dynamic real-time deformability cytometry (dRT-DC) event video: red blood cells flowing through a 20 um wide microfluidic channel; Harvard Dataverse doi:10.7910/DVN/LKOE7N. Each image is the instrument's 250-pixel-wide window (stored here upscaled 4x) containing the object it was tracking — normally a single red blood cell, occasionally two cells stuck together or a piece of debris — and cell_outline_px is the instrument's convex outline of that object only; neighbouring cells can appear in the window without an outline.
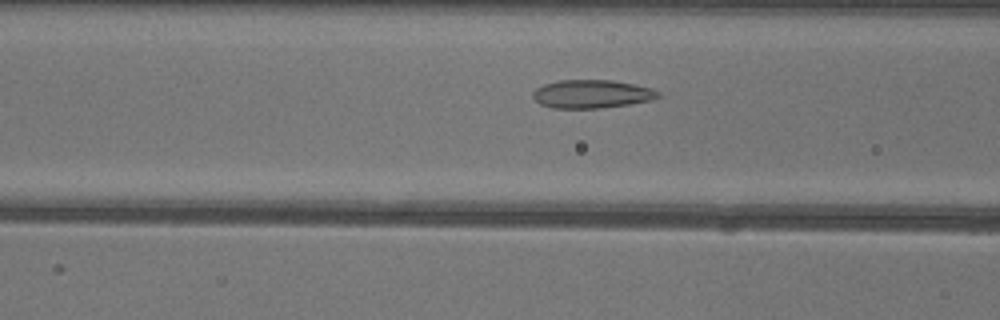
{"species": "common noctule bat (a hibernating species)", "species_latin": "Nyctalus noctula", "temperature_condition": "warm", "stored_images_in_passage": 41, "camera_frame_rate_fps": 3000, "um_per_image_px": 0.085, "animal": {"sex": "female"}, "frame": {"image": 1, "passage_image": 18, "time_ms": 5.667, "image_size_px": [1000, 320], "cell_outline_px": [[660, 96], [652, 100], [628, 104], [600, 108], [552, 108], [540, 104], [532, 96], [532, 92], [536, 88], [544, 84], [560, 80], [612, 80], [652, 88], [660, 92]], "centroid_in_image_um": [50.29, 7.99], "position_along_channel_um": 116.3, "area_um2": 20.63}}
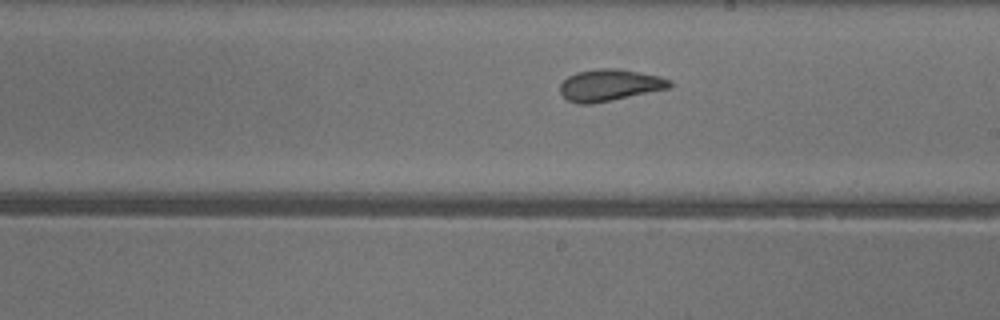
{"frame": {"image": 2, "passage_image": 27, "time_ms": 8.667, "image_size_px": [1000, 320], "cell_outline_px": [[672, 84], [668, 88], [612, 100], [592, 104], [576, 104], [568, 100], [560, 92], [560, 84], [568, 76], [576, 72], [600, 68], [616, 68], [640, 72], [660, 76], [672, 80]], "centroid_in_image_um": [51.81, 7.23], "position_along_channel_um": 237.2, "area_um2": 20.23}}
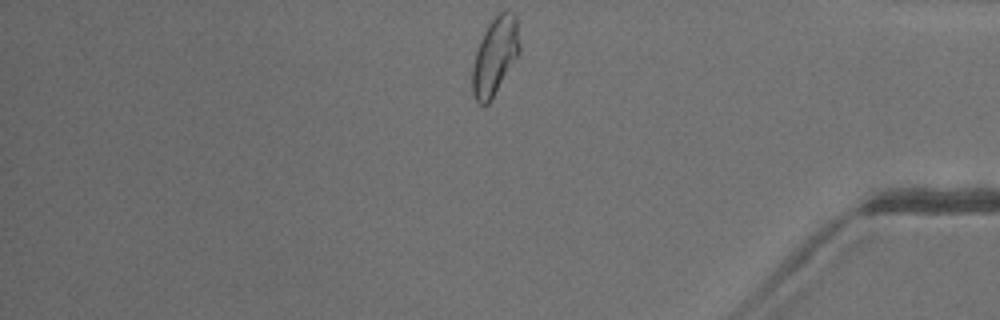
{"frame": {"image": 3, "passage_image": 41, "time_ms": 13.333, "image_size_px": [1000, 320], "cell_outline_px": [[520, 52], [492, 100], [488, 104], [480, 104], [476, 100], [472, 92], [472, 68], [476, 52], [480, 40], [488, 24], [500, 12], [512, 12], [516, 16], [520, 48]], "centroid_in_image_um": [42.07, 4.8], "position_along_channel_um": 393.1, "area_um2": 21.21}, "authors_computed_cell_mechanics": {"area_um2": 20.7502, "velocity_mm_per_s": 4.0353, "shape_relaxation_time_tau1_ms": 4.8918, "shape_relaxation_time_tau2_ms": 1.154, "deformation_change_tau1": 0.1676, "deformation_change_tau2": 0.0742}}